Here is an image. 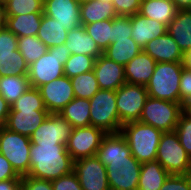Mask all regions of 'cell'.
<instances>
[{
    "instance_id": "6da1fadb",
    "label": "cell",
    "mask_w": 191,
    "mask_h": 190,
    "mask_svg": "<svg viewBox=\"0 0 191 190\" xmlns=\"http://www.w3.org/2000/svg\"><path fill=\"white\" fill-rule=\"evenodd\" d=\"M96 156L106 166L110 190H137L141 163L132 156L121 132L106 134Z\"/></svg>"
},
{
    "instance_id": "7a4b0ae2",
    "label": "cell",
    "mask_w": 191,
    "mask_h": 190,
    "mask_svg": "<svg viewBox=\"0 0 191 190\" xmlns=\"http://www.w3.org/2000/svg\"><path fill=\"white\" fill-rule=\"evenodd\" d=\"M74 161L65 144H32L27 176L55 180L73 171Z\"/></svg>"
},
{
    "instance_id": "3957f363",
    "label": "cell",
    "mask_w": 191,
    "mask_h": 190,
    "mask_svg": "<svg viewBox=\"0 0 191 190\" xmlns=\"http://www.w3.org/2000/svg\"><path fill=\"white\" fill-rule=\"evenodd\" d=\"M121 134L126 138L131 154L140 163L155 161L162 131L140 121L122 125Z\"/></svg>"
},
{
    "instance_id": "277c9868",
    "label": "cell",
    "mask_w": 191,
    "mask_h": 190,
    "mask_svg": "<svg viewBox=\"0 0 191 190\" xmlns=\"http://www.w3.org/2000/svg\"><path fill=\"white\" fill-rule=\"evenodd\" d=\"M65 44L48 48V51L28 67L30 86L39 88L64 76V65L70 57Z\"/></svg>"
},
{
    "instance_id": "5b68a950",
    "label": "cell",
    "mask_w": 191,
    "mask_h": 190,
    "mask_svg": "<svg viewBox=\"0 0 191 190\" xmlns=\"http://www.w3.org/2000/svg\"><path fill=\"white\" fill-rule=\"evenodd\" d=\"M182 63H157L146 90L149 97L180 103Z\"/></svg>"
},
{
    "instance_id": "8992f818",
    "label": "cell",
    "mask_w": 191,
    "mask_h": 190,
    "mask_svg": "<svg viewBox=\"0 0 191 190\" xmlns=\"http://www.w3.org/2000/svg\"><path fill=\"white\" fill-rule=\"evenodd\" d=\"M89 102L91 126L102 129L106 134L120 133L123 124L116 107V91L100 89Z\"/></svg>"
},
{
    "instance_id": "52a82bcc",
    "label": "cell",
    "mask_w": 191,
    "mask_h": 190,
    "mask_svg": "<svg viewBox=\"0 0 191 190\" xmlns=\"http://www.w3.org/2000/svg\"><path fill=\"white\" fill-rule=\"evenodd\" d=\"M182 112L181 103L148 97L139 121L162 132L175 131Z\"/></svg>"
},
{
    "instance_id": "ba28073f",
    "label": "cell",
    "mask_w": 191,
    "mask_h": 190,
    "mask_svg": "<svg viewBox=\"0 0 191 190\" xmlns=\"http://www.w3.org/2000/svg\"><path fill=\"white\" fill-rule=\"evenodd\" d=\"M156 160L169 174L186 175L191 170V158L180 144L175 131L162 133Z\"/></svg>"
},
{
    "instance_id": "9c48e42d",
    "label": "cell",
    "mask_w": 191,
    "mask_h": 190,
    "mask_svg": "<svg viewBox=\"0 0 191 190\" xmlns=\"http://www.w3.org/2000/svg\"><path fill=\"white\" fill-rule=\"evenodd\" d=\"M30 147L29 137L12 132L4 126L0 127V153L21 177L30 170Z\"/></svg>"
},
{
    "instance_id": "30bf717a",
    "label": "cell",
    "mask_w": 191,
    "mask_h": 190,
    "mask_svg": "<svg viewBox=\"0 0 191 190\" xmlns=\"http://www.w3.org/2000/svg\"><path fill=\"white\" fill-rule=\"evenodd\" d=\"M149 97L146 86L125 83L116 90V107L122 124L139 121Z\"/></svg>"
},
{
    "instance_id": "8fae6325",
    "label": "cell",
    "mask_w": 191,
    "mask_h": 190,
    "mask_svg": "<svg viewBox=\"0 0 191 190\" xmlns=\"http://www.w3.org/2000/svg\"><path fill=\"white\" fill-rule=\"evenodd\" d=\"M105 135L102 129L94 126L72 128L66 149L73 161L96 156Z\"/></svg>"
},
{
    "instance_id": "7c38bea8",
    "label": "cell",
    "mask_w": 191,
    "mask_h": 190,
    "mask_svg": "<svg viewBox=\"0 0 191 190\" xmlns=\"http://www.w3.org/2000/svg\"><path fill=\"white\" fill-rule=\"evenodd\" d=\"M73 171L83 190H110L106 166L97 156L74 161Z\"/></svg>"
},
{
    "instance_id": "4fadbf2b",
    "label": "cell",
    "mask_w": 191,
    "mask_h": 190,
    "mask_svg": "<svg viewBox=\"0 0 191 190\" xmlns=\"http://www.w3.org/2000/svg\"><path fill=\"white\" fill-rule=\"evenodd\" d=\"M72 126L59 113H50L30 137L32 144H67Z\"/></svg>"
},
{
    "instance_id": "5bb4252c",
    "label": "cell",
    "mask_w": 191,
    "mask_h": 190,
    "mask_svg": "<svg viewBox=\"0 0 191 190\" xmlns=\"http://www.w3.org/2000/svg\"><path fill=\"white\" fill-rule=\"evenodd\" d=\"M39 91L49 113H59L75 98L71 79L67 76L40 86Z\"/></svg>"
},
{
    "instance_id": "9a60e30c",
    "label": "cell",
    "mask_w": 191,
    "mask_h": 190,
    "mask_svg": "<svg viewBox=\"0 0 191 190\" xmlns=\"http://www.w3.org/2000/svg\"><path fill=\"white\" fill-rule=\"evenodd\" d=\"M43 14L56 19L68 31L81 25L79 0H44Z\"/></svg>"
},
{
    "instance_id": "2e32d148",
    "label": "cell",
    "mask_w": 191,
    "mask_h": 190,
    "mask_svg": "<svg viewBox=\"0 0 191 190\" xmlns=\"http://www.w3.org/2000/svg\"><path fill=\"white\" fill-rule=\"evenodd\" d=\"M49 114L47 110H10L4 127L30 138Z\"/></svg>"
},
{
    "instance_id": "e0dca14e",
    "label": "cell",
    "mask_w": 191,
    "mask_h": 190,
    "mask_svg": "<svg viewBox=\"0 0 191 190\" xmlns=\"http://www.w3.org/2000/svg\"><path fill=\"white\" fill-rule=\"evenodd\" d=\"M93 72L101 90H117L126 83L124 66L103 54L96 58Z\"/></svg>"
},
{
    "instance_id": "ac0fdd59",
    "label": "cell",
    "mask_w": 191,
    "mask_h": 190,
    "mask_svg": "<svg viewBox=\"0 0 191 190\" xmlns=\"http://www.w3.org/2000/svg\"><path fill=\"white\" fill-rule=\"evenodd\" d=\"M132 39L143 50L148 42L167 33V27L159 21L142 16L139 13L130 16Z\"/></svg>"
},
{
    "instance_id": "d6986e66",
    "label": "cell",
    "mask_w": 191,
    "mask_h": 190,
    "mask_svg": "<svg viewBox=\"0 0 191 190\" xmlns=\"http://www.w3.org/2000/svg\"><path fill=\"white\" fill-rule=\"evenodd\" d=\"M143 51L157 63H182L183 53L168 32L148 42Z\"/></svg>"
},
{
    "instance_id": "ffe728a7",
    "label": "cell",
    "mask_w": 191,
    "mask_h": 190,
    "mask_svg": "<svg viewBox=\"0 0 191 190\" xmlns=\"http://www.w3.org/2000/svg\"><path fill=\"white\" fill-rule=\"evenodd\" d=\"M157 62L146 54L140 52L124 66L126 83L146 86L154 73Z\"/></svg>"
},
{
    "instance_id": "44dd1931",
    "label": "cell",
    "mask_w": 191,
    "mask_h": 190,
    "mask_svg": "<svg viewBox=\"0 0 191 190\" xmlns=\"http://www.w3.org/2000/svg\"><path fill=\"white\" fill-rule=\"evenodd\" d=\"M65 46L71 55L81 54L92 56L96 59L103 54L96 42L86 33L83 25L68 31Z\"/></svg>"
},
{
    "instance_id": "7402d4cb",
    "label": "cell",
    "mask_w": 191,
    "mask_h": 190,
    "mask_svg": "<svg viewBox=\"0 0 191 190\" xmlns=\"http://www.w3.org/2000/svg\"><path fill=\"white\" fill-rule=\"evenodd\" d=\"M167 32L182 53L191 50V12L186 8L178 9L176 16L167 27Z\"/></svg>"
},
{
    "instance_id": "603a6c76",
    "label": "cell",
    "mask_w": 191,
    "mask_h": 190,
    "mask_svg": "<svg viewBox=\"0 0 191 190\" xmlns=\"http://www.w3.org/2000/svg\"><path fill=\"white\" fill-rule=\"evenodd\" d=\"M178 9L174 0H141L139 14L159 21L168 27Z\"/></svg>"
},
{
    "instance_id": "cb8c5ba5",
    "label": "cell",
    "mask_w": 191,
    "mask_h": 190,
    "mask_svg": "<svg viewBox=\"0 0 191 190\" xmlns=\"http://www.w3.org/2000/svg\"><path fill=\"white\" fill-rule=\"evenodd\" d=\"M117 14L112 3L100 0L80 1L81 25L113 19Z\"/></svg>"
},
{
    "instance_id": "d4e9b609",
    "label": "cell",
    "mask_w": 191,
    "mask_h": 190,
    "mask_svg": "<svg viewBox=\"0 0 191 190\" xmlns=\"http://www.w3.org/2000/svg\"><path fill=\"white\" fill-rule=\"evenodd\" d=\"M43 13L6 15V25L17 37L37 36Z\"/></svg>"
},
{
    "instance_id": "484cf974",
    "label": "cell",
    "mask_w": 191,
    "mask_h": 190,
    "mask_svg": "<svg viewBox=\"0 0 191 190\" xmlns=\"http://www.w3.org/2000/svg\"><path fill=\"white\" fill-rule=\"evenodd\" d=\"M169 175L157 160L141 163L137 190H160Z\"/></svg>"
},
{
    "instance_id": "4316f807",
    "label": "cell",
    "mask_w": 191,
    "mask_h": 190,
    "mask_svg": "<svg viewBox=\"0 0 191 190\" xmlns=\"http://www.w3.org/2000/svg\"><path fill=\"white\" fill-rule=\"evenodd\" d=\"M68 30L54 18L43 14L37 33L38 39L48 48L65 44Z\"/></svg>"
},
{
    "instance_id": "83f0119b",
    "label": "cell",
    "mask_w": 191,
    "mask_h": 190,
    "mask_svg": "<svg viewBox=\"0 0 191 190\" xmlns=\"http://www.w3.org/2000/svg\"><path fill=\"white\" fill-rule=\"evenodd\" d=\"M59 114L71 124L72 128L91 126L89 99L75 97Z\"/></svg>"
},
{
    "instance_id": "f1b7e54d",
    "label": "cell",
    "mask_w": 191,
    "mask_h": 190,
    "mask_svg": "<svg viewBox=\"0 0 191 190\" xmlns=\"http://www.w3.org/2000/svg\"><path fill=\"white\" fill-rule=\"evenodd\" d=\"M142 51L141 47L132 38H128L111 43L105 49L103 55L108 59L125 66Z\"/></svg>"
},
{
    "instance_id": "f546056e",
    "label": "cell",
    "mask_w": 191,
    "mask_h": 190,
    "mask_svg": "<svg viewBox=\"0 0 191 190\" xmlns=\"http://www.w3.org/2000/svg\"><path fill=\"white\" fill-rule=\"evenodd\" d=\"M30 87L28 75L0 77V95L10 106Z\"/></svg>"
},
{
    "instance_id": "4dcf8cb0",
    "label": "cell",
    "mask_w": 191,
    "mask_h": 190,
    "mask_svg": "<svg viewBox=\"0 0 191 190\" xmlns=\"http://www.w3.org/2000/svg\"><path fill=\"white\" fill-rule=\"evenodd\" d=\"M28 67L19 50L0 53V77L28 75Z\"/></svg>"
},
{
    "instance_id": "1f68e13d",
    "label": "cell",
    "mask_w": 191,
    "mask_h": 190,
    "mask_svg": "<svg viewBox=\"0 0 191 190\" xmlns=\"http://www.w3.org/2000/svg\"><path fill=\"white\" fill-rule=\"evenodd\" d=\"M77 98L91 99L100 90L93 70L70 78Z\"/></svg>"
},
{
    "instance_id": "d6a6232c",
    "label": "cell",
    "mask_w": 191,
    "mask_h": 190,
    "mask_svg": "<svg viewBox=\"0 0 191 190\" xmlns=\"http://www.w3.org/2000/svg\"><path fill=\"white\" fill-rule=\"evenodd\" d=\"M18 50L28 65L37 61L48 47L37 36L18 37Z\"/></svg>"
},
{
    "instance_id": "836d02e7",
    "label": "cell",
    "mask_w": 191,
    "mask_h": 190,
    "mask_svg": "<svg viewBox=\"0 0 191 190\" xmlns=\"http://www.w3.org/2000/svg\"><path fill=\"white\" fill-rule=\"evenodd\" d=\"M84 28L102 52L112 43V19L86 24Z\"/></svg>"
},
{
    "instance_id": "e575fe53",
    "label": "cell",
    "mask_w": 191,
    "mask_h": 190,
    "mask_svg": "<svg viewBox=\"0 0 191 190\" xmlns=\"http://www.w3.org/2000/svg\"><path fill=\"white\" fill-rule=\"evenodd\" d=\"M95 58L87 55H70L64 65V76L72 78L93 70Z\"/></svg>"
},
{
    "instance_id": "d590c367",
    "label": "cell",
    "mask_w": 191,
    "mask_h": 190,
    "mask_svg": "<svg viewBox=\"0 0 191 190\" xmlns=\"http://www.w3.org/2000/svg\"><path fill=\"white\" fill-rule=\"evenodd\" d=\"M10 110H47L38 88L30 87L11 106Z\"/></svg>"
},
{
    "instance_id": "8d00e7d4",
    "label": "cell",
    "mask_w": 191,
    "mask_h": 190,
    "mask_svg": "<svg viewBox=\"0 0 191 190\" xmlns=\"http://www.w3.org/2000/svg\"><path fill=\"white\" fill-rule=\"evenodd\" d=\"M44 0H11L4 4L6 15L43 13Z\"/></svg>"
},
{
    "instance_id": "74e56055",
    "label": "cell",
    "mask_w": 191,
    "mask_h": 190,
    "mask_svg": "<svg viewBox=\"0 0 191 190\" xmlns=\"http://www.w3.org/2000/svg\"><path fill=\"white\" fill-rule=\"evenodd\" d=\"M175 132L178 135L180 144L185 149L187 155L191 158V115L182 112Z\"/></svg>"
},
{
    "instance_id": "f35d334b",
    "label": "cell",
    "mask_w": 191,
    "mask_h": 190,
    "mask_svg": "<svg viewBox=\"0 0 191 190\" xmlns=\"http://www.w3.org/2000/svg\"><path fill=\"white\" fill-rule=\"evenodd\" d=\"M112 43L132 37L130 16L117 15L112 19Z\"/></svg>"
},
{
    "instance_id": "ab89813d",
    "label": "cell",
    "mask_w": 191,
    "mask_h": 190,
    "mask_svg": "<svg viewBox=\"0 0 191 190\" xmlns=\"http://www.w3.org/2000/svg\"><path fill=\"white\" fill-rule=\"evenodd\" d=\"M51 182L53 190H83L74 171Z\"/></svg>"
},
{
    "instance_id": "60d3db41",
    "label": "cell",
    "mask_w": 191,
    "mask_h": 190,
    "mask_svg": "<svg viewBox=\"0 0 191 190\" xmlns=\"http://www.w3.org/2000/svg\"><path fill=\"white\" fill-rule=\"evenodd\" d=\"M112 4L117 15L131 16L139 13L141 0H113Z\"/></svg>"
},
{
    "instance_id": "b9f144b4",
    "label": "cell",
    "mask_w": 191,
    "mask_h": 190,
    "mask_svg": "<svg viewBox=\"0 0 191 190\" xmlns=\"http://www.w3.org/2000/svg\"><path fill=\"white\" fill-rule=\"evenodd\" d=\"M18 50V37L7 27L0 29V53Z\"/></svg>"
},
{
    "instance_id": "7bdbcfd3",
    "label": "cell",
    "mask_w": 191,
    "mask_h": 190,
    "mask_svg": "<svg viewBox=\"0 0 191 190\" xmlns=\"http://www.w3.org/2000/svg\"><path fill=\"white\" fill-rule=\"evenodd\" d=\"M160 190H191L187 175L170 174Z\"/></svg>"
},
{
    "instance_id": "ee69618b",
    "label": "cell",
    "mask_w": 191,
    "mask_h": 190,
    "mask_svg": "<svg viewBox=\"0 0 191 190\" xmlns=\"http://www.w3.org/2000/svg\"><path fill=\"white\" fill-rule=\"evenodd\" d=\"M21 190H53L52 182L49 180L37 179L31 176H22Z\"/></svg>"
},
{
    "instance_id": "f6af8a7d",
    "label": "cell",
    "mask_w": 191,
    "mask_h": 190,
    "mask_svg": "<svg viewBox=\"0 0 191 190\" xmlns=\"http://www.w3.org/2000/svg\"><path fill=\"white\" fill-rule=\"evenodd\" d=\"M180 103L183 102L191 95V69L183 66L180 78Z\"/></svg>"
},
{
    "instance_id": "bcb514c9",
    "label": "cell",
    "mask_w": 191,
    "mask_h": 190,
    "mask_svg": "<svg viewBox=\"0 0 191 190\" xmlns=\"http://www.w3.org/2000/svg\"><path fill=\"white\" fill-rule=\"evenodd\" d=\"M8 179H22V177L14 170L9 160L0 153V181Z\"/></svg>"
},
{
    "instance_id": "7dc6e473",
    "label": "cell",
    "mask_w": 191,
    "mask_h": 190,
    "mask_svg": "<svg viewBox=\"0 0 191 190\" xmlns=\"http://www.w3.org/2000/svg\"><path fill=\"white\" fill-rule=\"evenodd\" d=\"M0 190H21V179L0 181Z\"/></svg>"
},
{
    "instance_id": "c3c4849f",
    "label": "cell",
    "mask_w": 191,
    "mask_h": 190,
    "mask_svg": "<svg viewBox=\"0 0 191 190\" xmlns=\"http://www.w3.org/2000/svg\"><path fill=\"white\" fill-rule=\"evenodd\" d=\"M10 111V105L0 95V127L4 126Z\"/></svg>"
},
{
    "instance_id": "681fc988",
    "label": "cell",
    "mask_w": 191,
    "mask_h": 190,
    "mask_svg": "<svg viewBox=\"0 0 191 190\" xmlns=\"http://www.w3.org/2000/svg\"><path fill=\"white\" fill-rule=\"evenodd\" d=\"M182 65L186 68L191 69V50L183 53Z\"/></svg>"
},
{
    "instance_id": "f907efd6",
    "label": "cell",
    "mask_w": 191,
    "mask_h": 190,
    "mask_svg": "<svg viewBox=\"0 0 191 190\" xmlns=\"http://www.w3.org/2000/svg\"><path fill=\"white\" fill-rule=\"evenodd\" d=\"M6 25V12L4 4L0 1V29Z\"/></svg>"
},
{
    "instance_id": "816d5d0a",
    "label": "cell",
    "mask_w": 191,
    "mask_h": 190,
    "mask_svg": "<svg viewBox=\"0 0 191 190\" xmlns=\"http://www.w3.org/2000/svg\"><path fill=\"white\" fill-rule=\"evenodd\" d=\"M183 112L191 115V95L183 102Z\"/></svg>"
},
{
    "instance_id": "f5cc1de1",
    "label": "cell",
    "mask_w": 191,
    "mask_h": 190,
    "mask_svg": "<svg viewBox=\"0 0 191 190\" xmlns=\"http://www.w3.org/2000/svg\"><path fill=\"white\" fill-rule=\"evenodd\" d=\"M179 9H185L191 3V0H174Z\"/></svg>"
},
{
    "instance_id": "db71d44e",
    "label": "cell",
    "mask_w": 191,
    "mask_h": 190,
    "mask_svg": "<svg viewBox=\"0 0 191 190\" xmlns=\"http://www.w3.org/2000/svg\"><path fill=\"white\" fill-rule=\"evenodd\" d=\"M191 187V170L186 174Z\"/></svg>"
},
{
    "instance_id": "11a10c76",
    "label": "cell",
    "mask_w": 191,
    "mask_h": 190,
    "mask_svg": "<svg viewBox=\"0 0 191 190\" xmlns=\"http://www.w3.org/2000/svg\"><path fill=\"white\" fill-rule=\"evenodd\" d=\"M186 9L191 12V3L188 5Z\"/></svg>"
},
{
    "instance_id": "9f6ffc18",
    "label": "cell",
    "mask_w": 191,
    "mask_h": 190,
    "mask_svg": "<svg viewBox=\"0 0 191 190\" xmlns=\"http://www.w3.org/2000/svg\"><path fill=\"white\" fill-rule=\"evenodd\" d=\"M3 4H5L6 2L8 1H11V0H0Z\"/></svg>"
},
{
    "instance_id": "6f0895ef",
    "label": "cell",
    "mask_w": 191,
    "mask_h": 190,
    "mask_svg": "<svg viewBox=\"0 0 191 190\" xmlns=\"http://www.w3.org/2000/svg\"><path fill=\"white\" fill-rule=\"evenodd\" d=\"M100 1H102V2H103V1H107V2L112 3L113 0H100Z\"/></svg>"
}]
</instances>
